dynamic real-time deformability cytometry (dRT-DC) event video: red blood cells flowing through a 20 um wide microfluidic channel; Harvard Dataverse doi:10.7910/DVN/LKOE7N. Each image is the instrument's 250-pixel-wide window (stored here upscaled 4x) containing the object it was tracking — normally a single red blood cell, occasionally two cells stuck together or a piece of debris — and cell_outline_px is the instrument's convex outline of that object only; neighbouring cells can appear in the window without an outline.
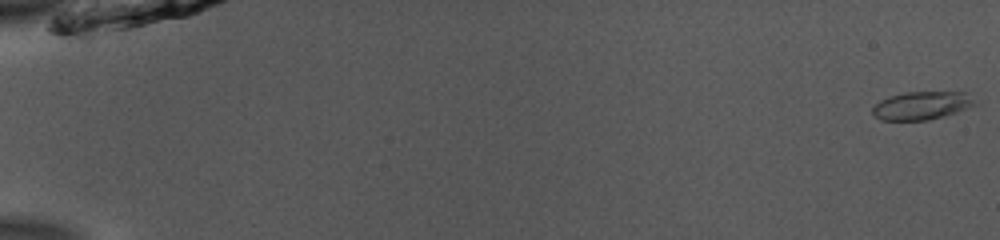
{"species": "common noctule bat (a hibernating species)", "species_latin": "Nyctalus noctula", "temperature_condition": "room temperature", "stored_images_in_passage": 14, "camera_frame_rate_fps": 3000, "um_per_image_px": 0.085, "animal": {"sex": "male", "body_mass_g": 13.0, "forearm_length_mm": 53.1}, "frame": {"image": 1, "passage_image": 1, "time_ms": 0.0, "image_size_px": [1000, 240], "cell_outline_px": [[976, 104], [956, 112], [928, 120], [880, 120], [872, 112], [872, 108], [880, 100], [904, 92], [964, 92]], "centroid_in_image_um": [78.29, 8.97], "position_along_channel_um": 6.7, "area_um2": 16.36}}